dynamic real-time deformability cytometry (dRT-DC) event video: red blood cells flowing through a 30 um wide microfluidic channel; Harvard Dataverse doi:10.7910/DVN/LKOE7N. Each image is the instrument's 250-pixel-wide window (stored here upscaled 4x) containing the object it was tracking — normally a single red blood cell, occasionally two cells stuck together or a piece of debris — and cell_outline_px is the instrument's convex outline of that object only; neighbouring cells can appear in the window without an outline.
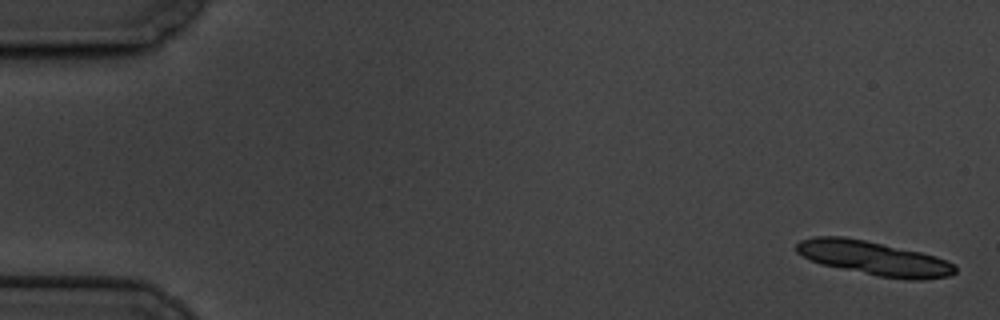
{"species": "common noctule bat (a hibernating species)", "species_latin": "Nyctalus noctula", "temperature_condition": "cold", "stored_images_in_passage": 6, "camera_frame_rate_fps": 3000, "um_per_image_px": 0.085, "animal": {"sex": "male", "body_mass_g": 19.5, "forearm_length_mm": 54.6}, "frame": {"image": 1, "passage_image": 1, "time_ms": 0.0, "image_size_px": [1000, 320], "cell_outline_px": [[956, 272], [948, 276], [924, 280], [908, 280], [880, 276], [820, 264], [796, 252], [796, 244], [800, 240], [812, 236], [844, 236], [864, 240], [920, 252], [936, 256], [956, 264]], "centroid_in_image_um": [74.29, 21.95], "position_along_channel_um": 10.7, "area_um2": 31.39}}